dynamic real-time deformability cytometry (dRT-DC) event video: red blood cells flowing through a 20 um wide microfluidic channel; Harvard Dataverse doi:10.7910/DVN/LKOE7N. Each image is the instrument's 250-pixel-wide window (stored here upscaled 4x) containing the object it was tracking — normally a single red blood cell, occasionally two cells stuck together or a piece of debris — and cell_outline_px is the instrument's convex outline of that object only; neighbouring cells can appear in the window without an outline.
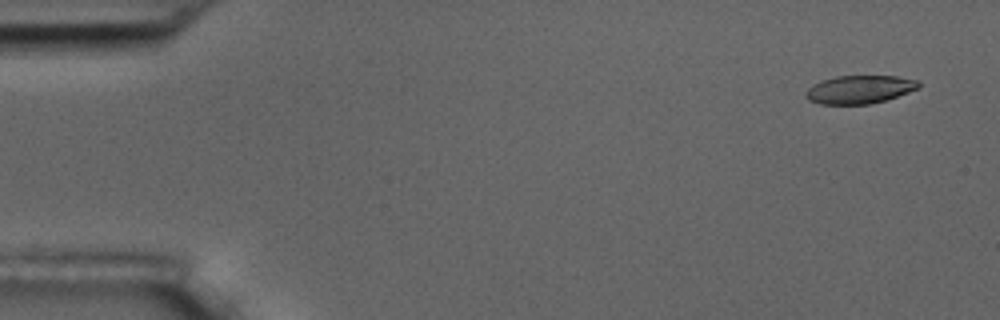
{"species": "common noctule bat (a hibernating species)", "species_latin": "Nyctalus noctula", "temperature_condition": "room temperature", "stored_images_in_passage": 56, "camera_frame_rate_fps": 3000, "um_per_image_px": 0.085, "animal": {"sex": "male", "body_mass_g": 17.5, "forearm_length_mm": 52.3}, "frame": {"image": 1, "passage_image": 3, "time_ms": 0.667, "image_size_px": [1000, 320], "cell_outline_px": [[920, 88], [872, 104], [820, 104], [808, 100], [804, 96], [804, 92], [812, 84], [836, 76], [896, 76], [916, 80], [920, 84]], "centroid_in_image_um": [73.02, 7.61], "position_along_channel_um": 12.0, "area_um2": 18.5}}
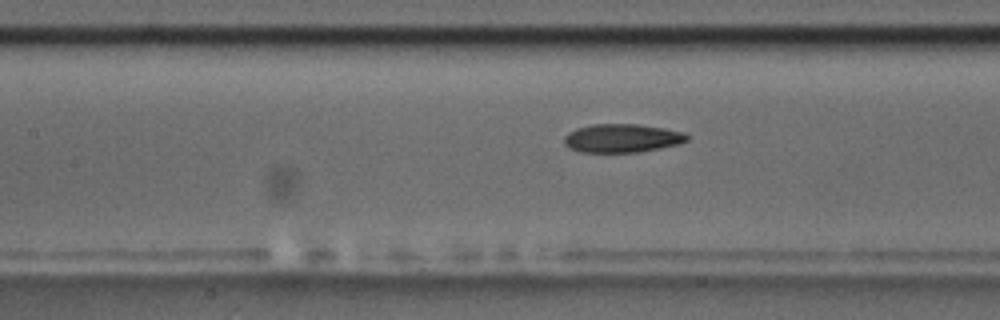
{"frame": {"image": 2, "passage_image": 25, "time_ms": 8.0, "image_size_px": [1000, 320], "cell_outline_px": [[688, 140], [680, 144], [640, 152], [580, 152], [568, 148], [564, 144], [564, 136], [568, 132], [576, 128], [592, 124], [636, 124], [664, 128], [684, 132], [688, 136]], "centroid_in_image_um": [52.86, 11.75], "position_along_channel_um": 154.5, "area_um2": 20.58}}
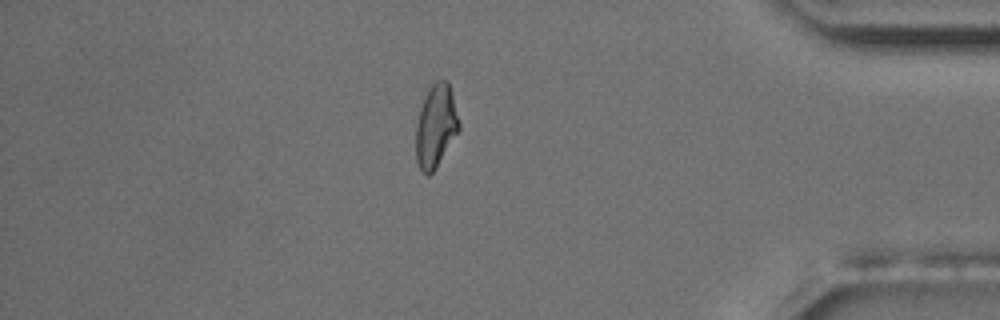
{"frame": {"image": 3, "passage_image": 48, "time_ms": 15.667, "image_size_px": [1000, 320], "cell_outline_px": [[460, 128], [436, 168], [428, 176], [424, 176], [416, 160], [416, 124], [420, 108], [428, 88], [436, 80], [448, 80], [452, 92], [460, 124]], "centroid_in_image_um": [37.04, 10.71], "position_along_channel_um": 398.2, "area_um2": 20.87}, "authors_computed_cell_mechanics": {"area_um2": 20.6346, "velocity_mm_per_s": 3.6252, "shape_relaxation_time_tau1_ms": 10.9138, "shape_relaxation_time_tau2_ms": 3.3759, "deformation_change_tau1": 0.2153, "deformation_change_tau2": 0.1038}}